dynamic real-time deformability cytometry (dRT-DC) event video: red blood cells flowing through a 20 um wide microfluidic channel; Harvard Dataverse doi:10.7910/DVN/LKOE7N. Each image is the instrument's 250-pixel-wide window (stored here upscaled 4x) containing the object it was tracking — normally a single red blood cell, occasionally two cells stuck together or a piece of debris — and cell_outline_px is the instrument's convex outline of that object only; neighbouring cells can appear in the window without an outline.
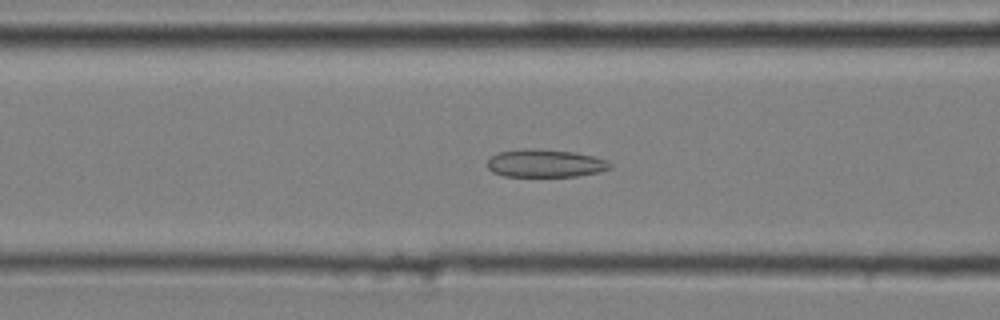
{"species": "common noctule bat (a hibernating species)", "species_latin": "Nyctalus noctula", "temperature_condition": "cold", "stored_images_in_passage": 51, "camera_frame_rate_fps": 3000, "um_per_image_px": 0.085, "animal": {"sex": "male", "body_mass_g": 20.4}, "frame": {"image": 1, "passage_image": 20, "time_ms": 6.333, "image_size_px": [1000, 320], "cell_outline_px": [[612, 168], [596, 172], [576, 176], [504, 176], [492, 172], [488, 168], [488, 160], [492, 156], [500, 152], [520, 148], [536, 148], [576, 152], [608, 160], [612, 164]], "centroid_in_image_um": [46.35, 13.87], "position_along_channel_um": 120.3, "area_um2": 20.0}}
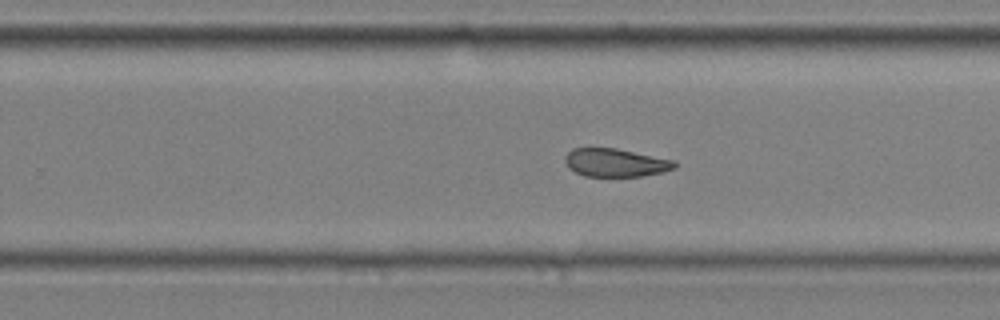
{"frame": {"image": 2, "passage_image": 33, "time_ms": 10.667, "image_size_px": [1000, 320], "cell_outline_px": [[676, 168], [664, 172], [640, 176], [584, 176], [568, 168], [564, 160], [564, 156], [572, 148], [616, 148], [676, 160]], "centroid_in_image_um": [52.33, 13.82], "position_along_channel_um": 277.5, "area_um2": 18.15}}
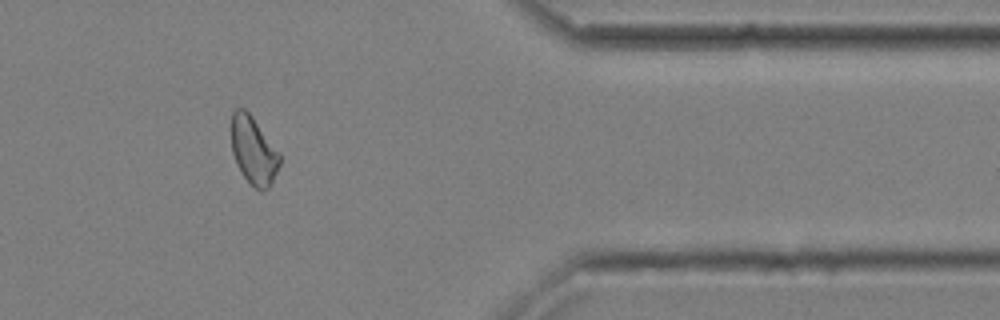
{"frame": {"image": 3, "passage_image": 44, "time_ms": 14.333, "image_size_px": [1000, 320], "cell_outline_px": [[280, 164], [272, 184], [264, 192], [260, 192], [244, 176], [236, 164], [232, 152], [232, 112], [236, 108], [244, 108], [252, 116], [280, 152]], "centroid_in_image_um": [21.57, 12.81], "position_along_channel_um": 389.8, "area_um2": 19.13}, "authors_computed_cell_mechanics": {"area_um2": 19.941, "velocity_mm_per_s": 3.635, "shape_relaxation_time_tau1_ms": null, "shape_relaxation_time_tau2_ms": 2.6991, "deformation_change_tau1": null, "deformation_change_tau2": 0.0971}}